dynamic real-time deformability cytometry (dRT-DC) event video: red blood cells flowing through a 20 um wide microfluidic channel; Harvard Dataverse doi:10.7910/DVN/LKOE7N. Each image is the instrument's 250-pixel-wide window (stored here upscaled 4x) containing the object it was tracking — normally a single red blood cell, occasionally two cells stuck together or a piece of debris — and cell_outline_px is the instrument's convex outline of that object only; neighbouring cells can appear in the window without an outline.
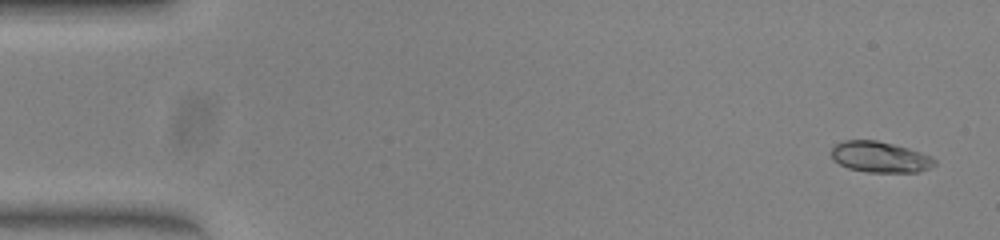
{"species": "common noctule bat (a hibernating species)", "species_latin": "Nyctalus noctula", "temperature_condition": "warm", "stored_images_in_passage": 50, "camera_frame_rate_fps": 3000, "um_per_image_px": 0.085, "animal": {"sex": "female", "body_mass_g": 23.0, "forearm_length_mm": 53.4}, "frame": {"image": 1, "passage_image": 2, "time_ms": 0.333, "image_size_px": [1000, 240], "cell_outline_px": [[936, 164], [928, 168], [916, 172], [868, 172], [848, 168], [832, 160], [832, 148], [836, 144], [844, 140], [876, 140], [908, 148], [932, 156], [936, 160]], "centroid_in_image_um": [74.79, 13.34], "position_along_channel_um": 10.2, "area_um2": 18.5}}
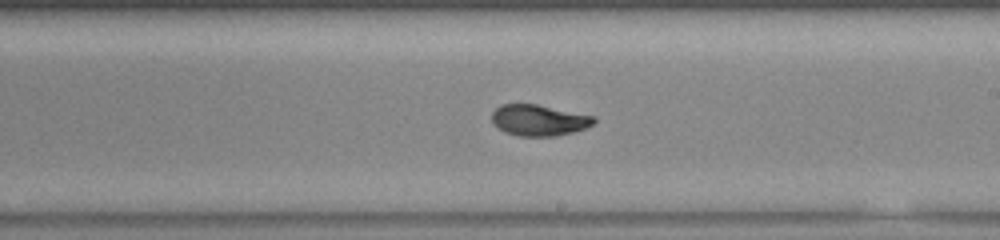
{"frame": {"image": 2, "passage_image": 29, "time_ms": 9.333, "image_size_px": [1000, 240], "cell_outline_px": [[596, 120], [592, 124], [584, 128], [572, 132], [552, 136], [520, 136], [504, 132], [492, 124], [492, 112], [500, 104], [536, 104], [596, 116]], "centroid_in_image_um": [45.77, 10.21], "position_along_channel_um": 243.2, "area_um2": 18.5}}
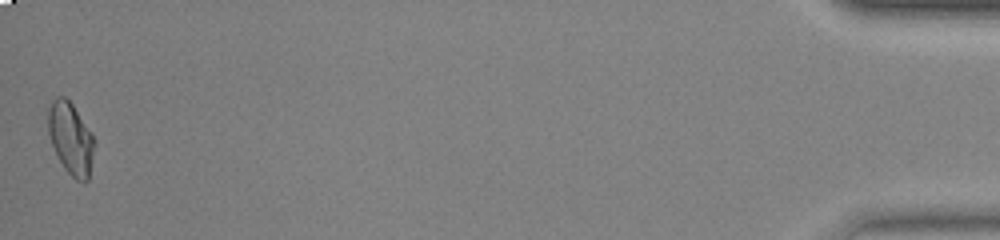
{"frame": {"image": 3, "passage_image": 50, "time_ms": 16.333, "image_size_px": [1000, 240], "cell_outline_px": [[96, 144], [88, 180], [76, 180], [64, 168], [52, 144], [48, 132], [48, 108], [52, 100], [56, 96], [64, 96], [72, 104], [92, 132]], "centroid_in_image_um": [6.03, 11.74], "position_along_channel_um": 429.2, "area_um2": 19.36}, "authors_computed_cell_mechanics": {"area_um2": 18.496, "velocity_mm_per_s": 4.0548, "shape_relaxation_time_tau1_ms": null, "shape_relaxation_time_tau2_ms": 1.1251, "deformation_change_tau1": null, "deformation_change_tau2": 0.042}}